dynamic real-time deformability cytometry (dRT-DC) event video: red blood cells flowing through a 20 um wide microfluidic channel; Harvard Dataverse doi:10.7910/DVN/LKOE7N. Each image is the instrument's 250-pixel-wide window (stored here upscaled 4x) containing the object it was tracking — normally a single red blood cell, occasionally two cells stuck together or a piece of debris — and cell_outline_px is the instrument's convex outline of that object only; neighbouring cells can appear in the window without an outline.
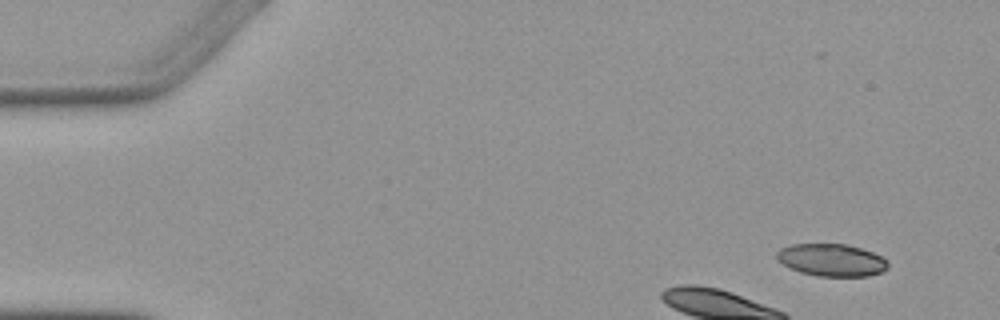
{"species": "Egyptian fruit bat (a non-hibernating species)", "species_latin": "Rousettus aegyptiacus", "temperature_condition": "warm", "stored_images_in_passage": 4, "camera_frame_rate_fps": 3000, "um_per_image_px": 0.085, "animal": {"sex": "female"}, "frame": {"image": 1, "passage_image": 1, "time_ms": 0.0, "image_size_px": [1000, 320], "cell_outline_px": [[888, 268], [880, 272], [868, 276], [816, 276], [800, 272], [776, 260], [776, 252], [780, 248], [792, 244], [848, 244], [872, 252], [888, 260]], "centroid_in_image_um": [70.67, 22.1], "position_along_channel_um": 14.3, "area_um2": 20.98}}